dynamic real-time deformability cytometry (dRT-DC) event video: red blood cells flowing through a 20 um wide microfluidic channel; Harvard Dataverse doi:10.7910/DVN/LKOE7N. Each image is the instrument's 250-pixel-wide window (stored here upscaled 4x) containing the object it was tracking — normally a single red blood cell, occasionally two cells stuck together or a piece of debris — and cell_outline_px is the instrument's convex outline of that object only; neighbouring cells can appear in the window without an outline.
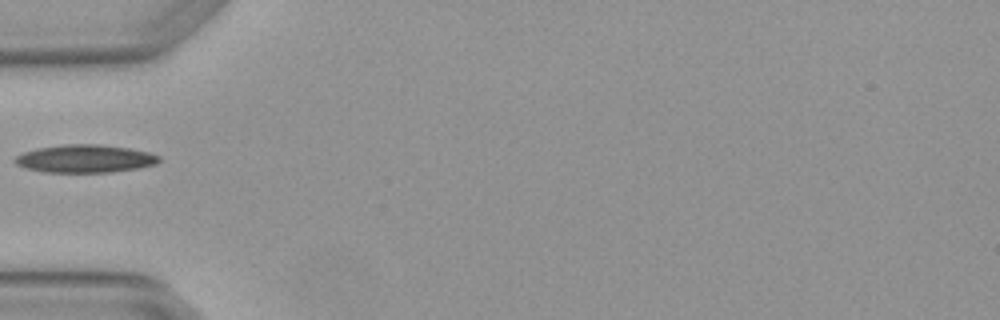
{"species": "Egyptian fruit bat (a non-hibernating species)", "species_latin": "Rousettus aegyptiacus", "temperature_condition": "warm", "stored_images_in_passage": 4, "camera_frame_rate_fps": 3000, "um_per_image_px": 0.085, "animal": {"sex": "female"}, "frame": {"image": 1, "passage_image": 4, "time_ms": 1.0, "image_size_px": [1000, 320], "cell_outline_px": [[160, 160], [156, 164], [140, 168], [112, 172], [44, 172], [24, 168], [16, 164], [12, 160], [16, 156], [24, 152], [36, 148], [64, 144], [100, 144], [128, 148], [148, 152], [160, 156]], "centroid_in_image_um": [7.21, 13.49], "position_along_channel_um": 77.8, "area_um2": 23.58}}